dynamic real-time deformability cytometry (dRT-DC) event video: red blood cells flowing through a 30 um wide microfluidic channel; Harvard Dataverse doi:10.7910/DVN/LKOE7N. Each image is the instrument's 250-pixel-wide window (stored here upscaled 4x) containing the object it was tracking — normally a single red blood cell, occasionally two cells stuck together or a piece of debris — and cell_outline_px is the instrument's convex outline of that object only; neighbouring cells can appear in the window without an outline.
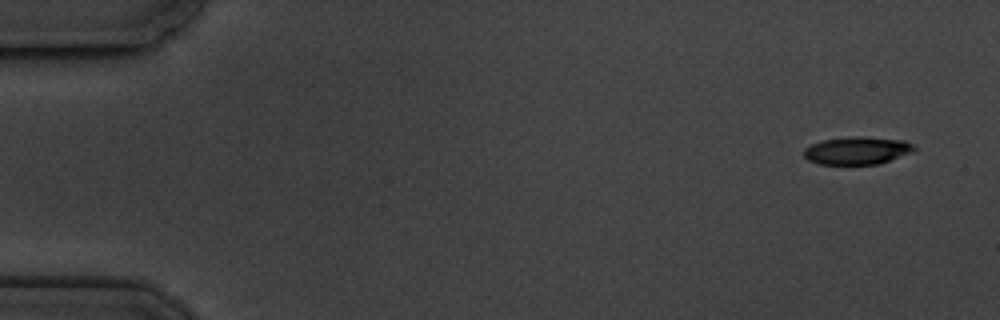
{"species": "common noctule bat (a hibernating species)", "species_latin": "Nyctalus noctula", "temperature_condition": "cold", "stored_images_in_passage": 5, "camera_frame_rate_fps": 3000, "um_per_image_px": 0.085, "animal": {"sex": "male", "body_mass_g": 19.5, "forearm_length_mm": 54.6}, "frame": {"image": 1, "passage_image": 1, "time_ms": 0.0, "image_size_px": [1000, 320], "cell_outline_px": [[916, 148], [912, 152], [876, 164], [820, 164], [808, 160], [804, 156], [804, 148], [812, 144], [824, 140], [856, 136], [860, 136], [904, 140], [912, 144]], "centroid_in_image_um": [72.84, 12.79], "position_along_channel_um": 12.2, "area_um2": 17.51}}
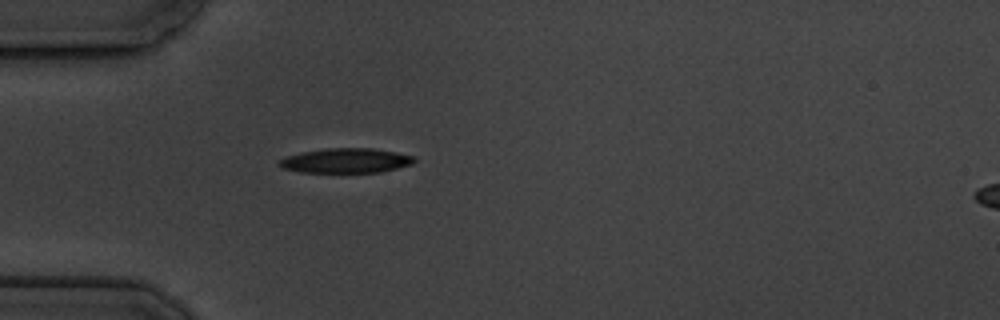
{"frame": {"image": 2, "passage_image": 5, "time_ms": 4.667, "image_size_px": [1000, 320], "cell_outline_px": [[416, 160], [412, 164], [380, 172], [300, 172], [284, 168], [280, 164], [280, 160], [284, 156], [300, 152], [328, 148], [372, 148], [396, 152], [416, 156]], "centroid_in_image_um": [29.43, 13.64], "position_along_channel_um": 55.6, "area_um2": 19.36}}